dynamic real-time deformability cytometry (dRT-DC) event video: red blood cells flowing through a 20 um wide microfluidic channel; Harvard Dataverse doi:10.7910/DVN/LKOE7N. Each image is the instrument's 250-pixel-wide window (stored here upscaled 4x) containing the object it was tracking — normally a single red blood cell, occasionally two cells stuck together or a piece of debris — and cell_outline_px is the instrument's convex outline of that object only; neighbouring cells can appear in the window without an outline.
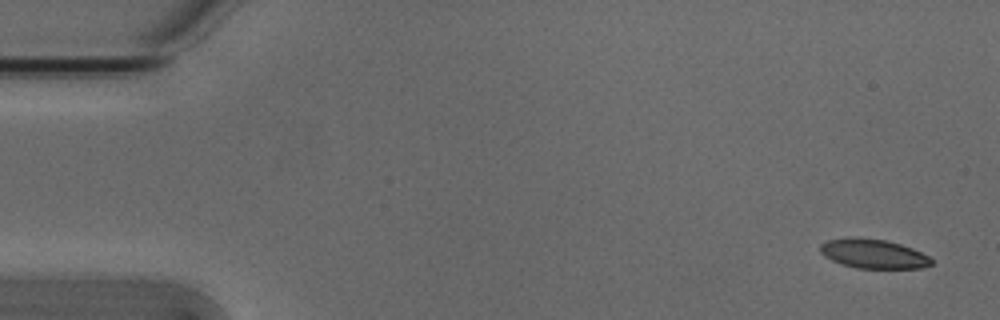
{"species": "Egyptian fruit bat (a non-hibernating species)", "species_latin": "Rousettus aegyptiacus", "temperature_condition": "cold", "stored_images_in_passage": 54, "segment_of_instrument_passage": [1, 2], "camera_frame_rate_fps": 3000, "um_per_image_px": 0.085, "animal": {"sex": "male"}, "frame": {"image": 1, "passage_image": 1, "time_ms": 0.0, "image_size_px": [1000, 320], "cell_outline_px": [[932, 264], [920, 268], [856, 268], [832, 260], [824, 256], [820, 252], [820, 244], [828, 240], [848, 236], [856, 236], [888, 240], [912, 248], [928, 256], [932, 260]], "centroid_in_image_um": [74.2, 21.54], "position_along_channel_um": 10.8, "area_um2": 19.07}}
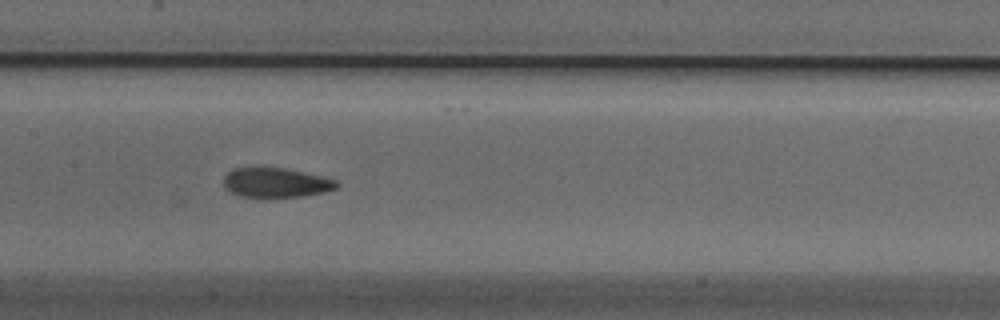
{"frame": {"image": 2, "passage_image": 25, "time_ms": 8.0, "image_size_px": [1000, 320], "cell_outline_px": [[340, 184], [336, 188], [324, 192], [304, 196], [240, 196], [224, 188], [224, 176], [228, 172], [236, 168], [284, 168], [320, 176], [336, 180]], "centroid_in_image_um": [23.45, 15.52], "position_along_channel_um": 183.9, "area_um2": 19.02}}
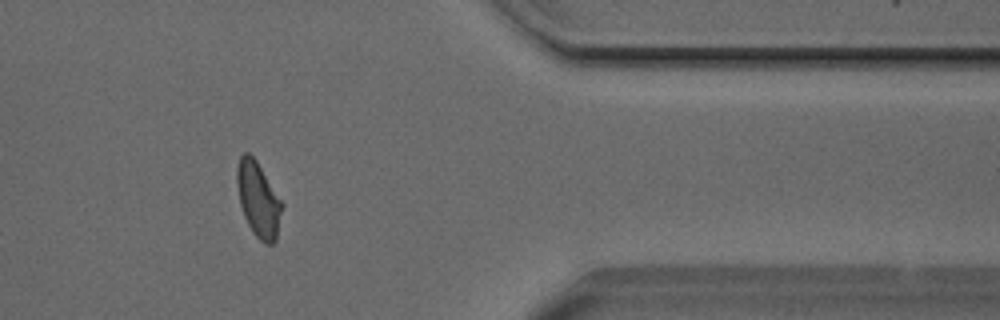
{"frame": {"image": 3, "passage_image": 43, "time_ms": 14.0, "image_size_px": [1000, 320], "cell_outline_px": [[284, 204], [276, 240], [272, 244], [264, 244], [252, 232], [244, 216], [240, 204], [236, 180], [236, 168], [240, 156], [244, 152], [248, 152], [256, 160]], "centroid_in_image_um": [21.96, 16.97], "position_along_channel_um": 389.4, "area_um2": 19.77}}